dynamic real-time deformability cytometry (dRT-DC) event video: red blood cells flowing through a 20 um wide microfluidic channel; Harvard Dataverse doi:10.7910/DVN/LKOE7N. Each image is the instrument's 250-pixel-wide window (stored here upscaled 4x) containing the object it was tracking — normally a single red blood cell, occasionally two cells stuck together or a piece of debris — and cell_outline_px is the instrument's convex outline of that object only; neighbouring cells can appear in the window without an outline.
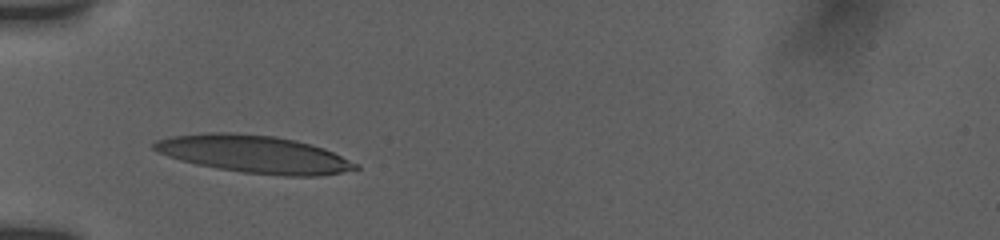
{"species": "human", "species_latin": "Homo sapiens", "temperature_condition": "room temperature", "stored_images_in_passage": 3, "camera_frame_rate_fps": 3000, "um_per_image_px": 0.085, "donor": {"sex": "female"}, "frame": {"image": 1, "passage_image": 1, "time_ms": 0.0, "image_size_px": [1000, 240], "cell_outline_px": [[360, 168], [320, 176], [284, 176], [240, 172], [216, 168], [196, 164], [180, 160], [156, 152], [152, 148], [152, 144], [156, 140], [172, 136], [208, 132], [232, 132], [276, 136], [296, 140], [324, 148], [360, 164]], "centroid_in_image_um": [21.59, 13.1], "position_along_channel_um": 63.4, "area_um2": 44.33}}
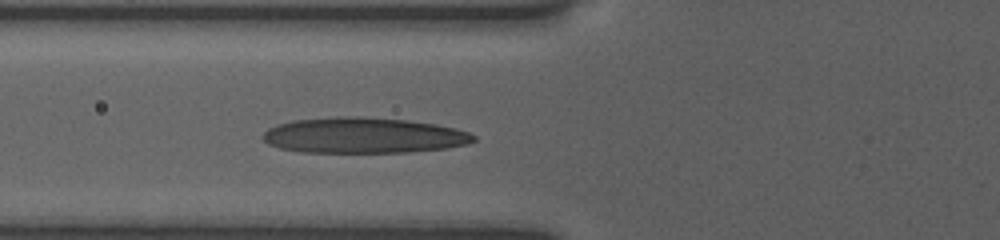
{"frame": {"image": 2, "passage_image": 3, "time_ms": 1.0, "image_size_px": [1000, 240], "cell_outline_px": [[476, 140], [468, 144], [448, 148], [408, 152], [300, 152], [280, 148], [268, 144], [260, 136], [268, 128], [276, 124], [292, 120], [336, 116], [364, 116], [408, 120], [436, 124], [456, 128], [468, 132], [476, 136]], "centroid_in_image_um": [30.89, 11.5], "position_along_channel_um": 94.9, "area_um2": 44.27}}